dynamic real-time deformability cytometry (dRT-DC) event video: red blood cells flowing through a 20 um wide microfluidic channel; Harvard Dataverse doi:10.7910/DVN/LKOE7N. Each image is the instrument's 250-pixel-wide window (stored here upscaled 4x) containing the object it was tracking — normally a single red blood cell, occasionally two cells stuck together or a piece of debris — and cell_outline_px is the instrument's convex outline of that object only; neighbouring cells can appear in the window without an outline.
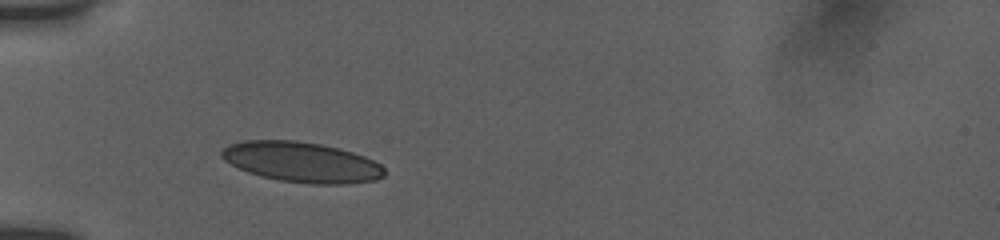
{"species": "human", "species_latin": "Homo sapiens", "temperature_condition": "room temperature", "stored_images_in_passage": 4, "camera_frame_rate_fps": 3000, "um_per_image_px": 0.085, "donor": {"sex": "female"}, "frame": {"image": 1, "passage_image": 3, "time_ms": 2.0, "image_size_px": [1000, 240], "cell_outline_px": [[384, 176], [376, 180], [348, 184], [312, 184], [280, 180], [260, 176], [248, 172], [224, 160], [220, 156], [220, 152], [228, 144], [244, 140], [296, 140], [320, 144], [340, 148], [364, 156], [380, 164], [384, 168]], "centroid_in_image_um": [25.64, 13.77], "position_along_channel_um": 59.4, "area_um2": 38.26}}